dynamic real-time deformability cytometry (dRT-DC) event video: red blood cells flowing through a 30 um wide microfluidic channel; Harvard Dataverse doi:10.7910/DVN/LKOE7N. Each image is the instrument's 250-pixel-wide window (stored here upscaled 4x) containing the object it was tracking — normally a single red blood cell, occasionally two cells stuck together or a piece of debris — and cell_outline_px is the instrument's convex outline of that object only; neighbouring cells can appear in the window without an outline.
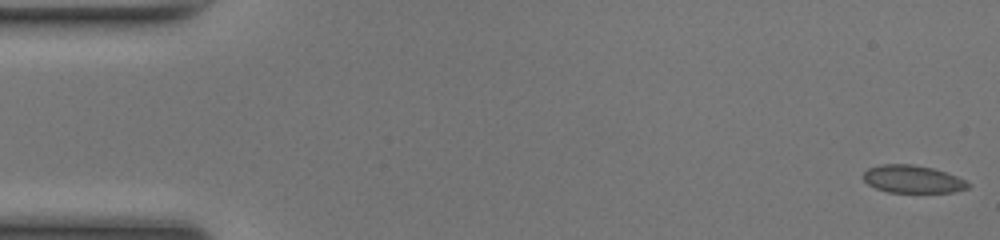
{"species": "common noctule bat (a hibernating species)", "species_latin": "Nyctalus noctula", "temperature_condition": "room temperature", "stored_images_in_passage": 51, "camera_frame_rate_fps": 3000, "um_per_image_px": 0.085, "animal": {"sex": "female", "body_mass_g": 17.0, "forearm_length_mm": 48.0}, "frame": {"image": 1, "passage_image": 1, "time_ms": 0.0, "image_size_px": [1000, 240], "cell_outline_px": [[972, 184], [968, 188], [952, 192], [888, 192], [876, 188], [868, 184], [864, 180], [864, 172], [868, 168], [880, 164], [912, 164], [932, 168], [956, 176]], "centroid_in_image_um": [77.56, 15.22], "position_along_channel_um": 7.4, "area_um2": 16.76}}
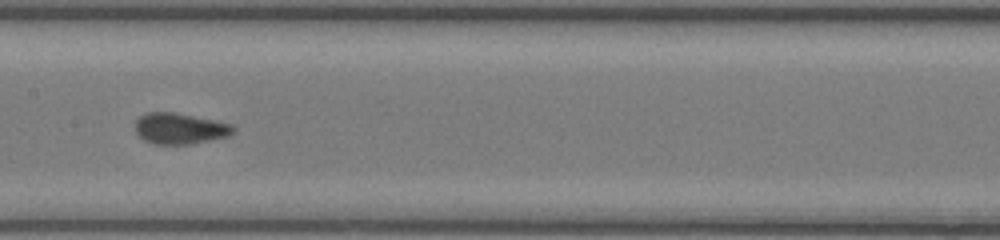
{"frame": {"image": 2, "passage_image": 25, "time_ms": 8.0, "image_size_px": [1000, 240], "cell_outline_px": [[236, 128], [228, 136], [188, 144], [152, 144], [144, 140], [136, 132], [136, 120], [140, 116], [148, 112], [172, 112], [232, 124]], "centroid_in_image_um": [15.26, 10.93], "position_along_channel_um": 192.1, "area_um2": 17.4}}
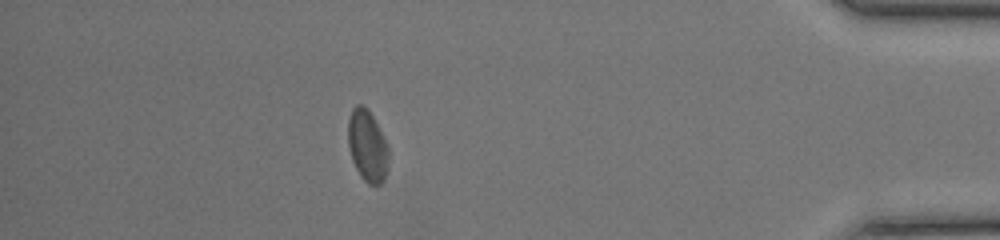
{"frame": {"image": 3, "passage_image": 44, "time_ms": 14.333, "image_size_px": [1000, 240], "cell_outline_px": [[388, 168], [384, 180], [380, 184], [368, 184], [360, 176], [352, 160], [348, 144], [348, 120], [352, 108], [356, 104], [364, 104], [368, 108], [388, 148]], "centroid_in_image_um": [31.21, 12.39], "position_along_channel_um": 404.0, "area_um2": 16.82}, "authors_computed_cell_mechanics": {"area_um2": 17.34, "velocity_mm_per_s": 4.1461, "shape_relaxation_time_tau1_ms": 5.073, "shape_relaxation_time_tau2_ms": null, "deformation_change_tau1": 0.1078, "deformation_change_tau2": null}}